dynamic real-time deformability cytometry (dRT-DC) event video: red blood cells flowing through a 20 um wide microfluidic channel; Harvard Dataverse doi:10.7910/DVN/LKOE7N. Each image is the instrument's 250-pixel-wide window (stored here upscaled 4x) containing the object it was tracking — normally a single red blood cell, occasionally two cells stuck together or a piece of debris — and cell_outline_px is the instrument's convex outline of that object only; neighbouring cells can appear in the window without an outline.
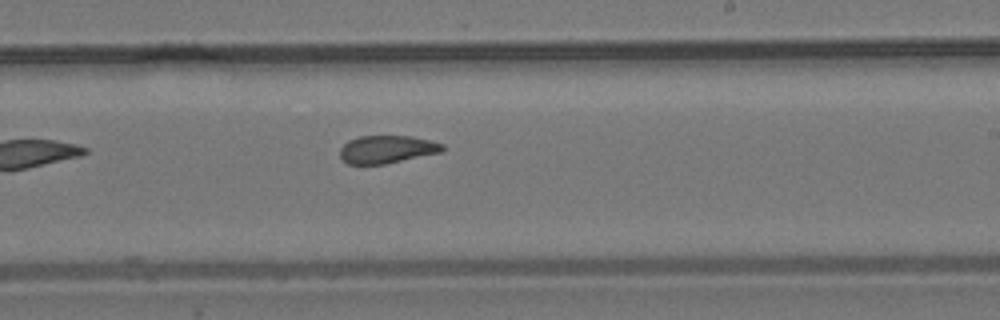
{"species": "common noctule bat (a hibernating species)", "species_latin": "Nyctalus noctula", "temperature_condition": "room temperature", "stored_images_in_passage": 6, "camera_frame_rate_fps": 3000, "um_per_image_px": 0.085, "animal": {"sex": "male", "body_mass_g": 19.2, "forearm_length_mm": 51.8}, "frame": {"image": 1, "passage_image": 6, "time_ms": 1.667, "image_size_px": [1000, 320], "cell_outline_px": [[444, 148], [440, 152], [384, 164], [348, 164], [340, 156], [340, 148], [348, 140], [360, 136], [412, 136], [432, 140], [444, 144]], "centroid_in_image_um": [32.89, 12.68], "position_along_channel_um": 256.1, "area_um2": 16.53}}